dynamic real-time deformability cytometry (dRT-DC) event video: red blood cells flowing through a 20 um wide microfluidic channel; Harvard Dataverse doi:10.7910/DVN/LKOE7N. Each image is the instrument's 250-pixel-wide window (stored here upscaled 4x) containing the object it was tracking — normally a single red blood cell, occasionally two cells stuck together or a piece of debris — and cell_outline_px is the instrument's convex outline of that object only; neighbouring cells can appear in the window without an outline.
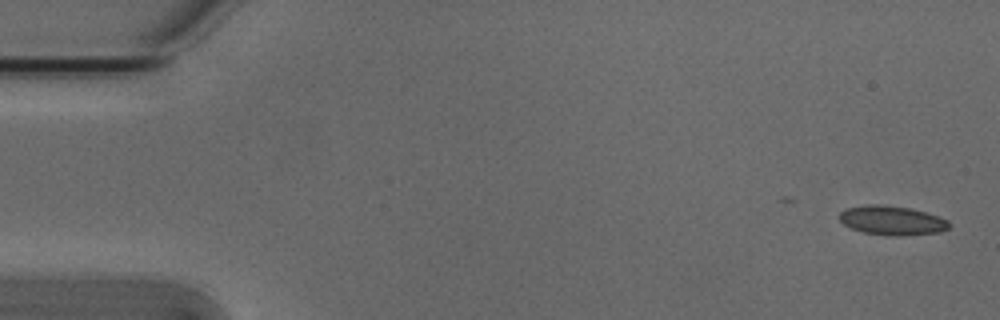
{"species": "Egyptian fruit bat (a non-hibernating species)", "species_latin": "Rousettus aegyptiacus", "temperature_condition": "cold", "stored_images_in_passage": 4, "camera_frame_rate_fps": 3000, "um_per_image_px": 0.085, "animal": {"sex": "male"}, "frame": {"image": 1, "passage_image": 1, "time_ms": 0.0, "image_size_px": [1000, 320], "cell_outline_px": [[948, 228], [940, 232], [896, 236], [864, 232], [852, 228], [844, 224], [840, 220], [840, 212], [844, 208], [868, 204], [880, 204], [912, 208], [940, 216], [948, 220]], "centroid_in_image_um": [75.82, 18.71], "position_along_channel_um": 9.2, "area_um2": 18.61}}
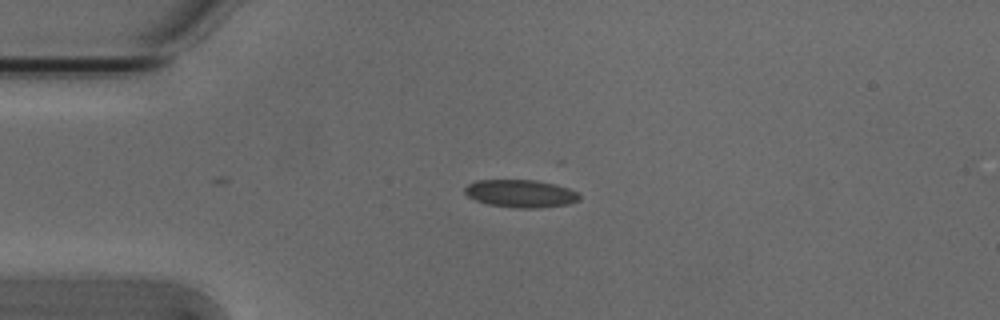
{"frame": {"image": 2, "passage_image": 4, "time_ms": 1.0, "image_size_px": [1000, 320], "cell_outline_px": [[580, 200], [568, 204], [536, 208], [520, 208], [488, 204], [476, 200], [468, 196], [464, 192], [464, 188], [468, 184], [476, 180], [536, 180], [556, 184], [568, 188], [576, 192], [580, 196]], "centroid_in_image_um": [44.25, 16.44], "position_along_channel_um": 40.7, "area_um2": 18.44}}